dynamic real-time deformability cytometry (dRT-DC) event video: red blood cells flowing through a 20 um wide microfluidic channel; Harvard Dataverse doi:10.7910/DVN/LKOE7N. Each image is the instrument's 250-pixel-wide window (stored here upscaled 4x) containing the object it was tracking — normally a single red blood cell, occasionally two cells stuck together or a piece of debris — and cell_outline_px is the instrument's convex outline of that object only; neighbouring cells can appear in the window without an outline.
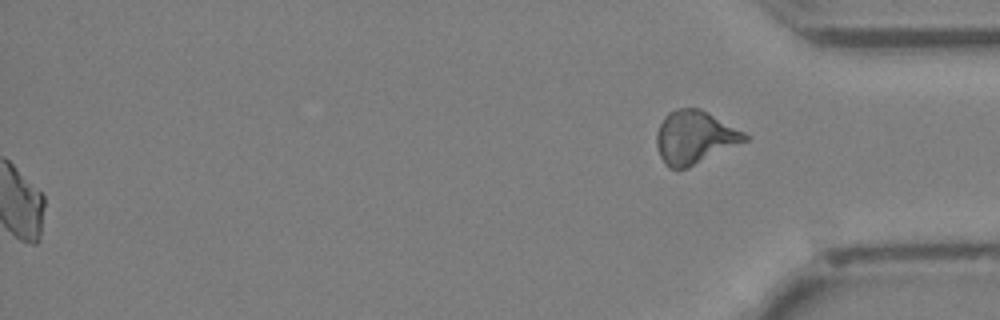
{"species": "Egyptian fruit bat (a non-hibernating species)", "species_latin": "Rousettus aegyptiacus", "temperature_condition": "cold", "stored_images_in_passage": 41, "segment_of_instrument_passage": [2, 2], "camera_frame_rate_fps": 3000, "um_per_image_px": 0.085, "animal": {"sex": "female"}, "frame": {"image": 1, "passage_image": 41, "time_ms": 13.333, "image_size_px": [1000, 320], "cell_outline_px": [[748, 140], [688, 168], [668, 168], [664, 164], [656, 148], [656, 132], [664, 116], [668, 112], [676, 108], [700, 108], [708, 112], [744, 132], [748, 136]], "centroid_in_image_um": [59.01, 11.67], "position_along_channel_um": 376.2, "area_um2": 27.34}}